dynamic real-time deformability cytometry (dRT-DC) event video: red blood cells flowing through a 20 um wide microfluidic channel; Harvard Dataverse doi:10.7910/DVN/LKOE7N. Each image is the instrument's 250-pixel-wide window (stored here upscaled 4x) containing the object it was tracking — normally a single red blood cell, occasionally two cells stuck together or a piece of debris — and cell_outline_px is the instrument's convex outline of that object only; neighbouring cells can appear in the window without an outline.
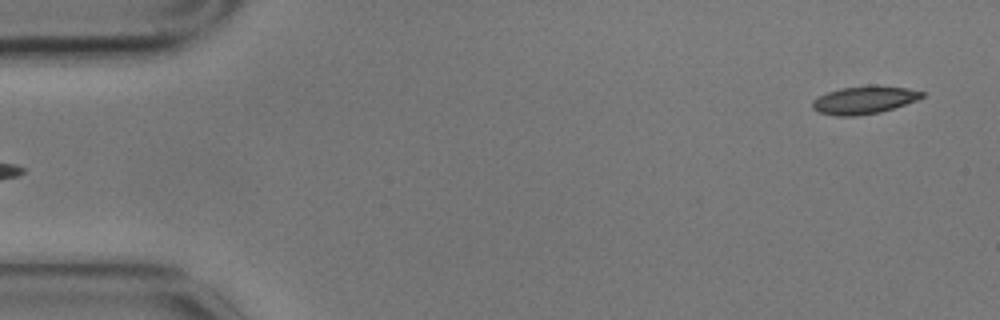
{"species": "common noctule bat (a hibernating species)", "species_latin": "Nyctalus noctula", "temperature_condition": "cold", "stored_images_in_passage": 5, "segment_of_instrument_passage": [2, 2], "camera_frame_rate_fps": 3000, "um_per_image_px": 0.085, "animal": {"sex": "male", "body_mass_g": 17.9}, "frame": {"image": 1, "passage_image": 5, "time_ms": 1.333, "image_size_px": [1000, 320], "cell_outline_px": [[924, 96], [916, 100], [880, 112], [856, 116], [836, 116], [820, 112], [812, 108], [812, 100], [828, 92], [840, 88], [872, 84], [908, 88], [924, 92]], "centroid_in_image_um": [73.45, 8.48], "position_along_channel_um": 11.6, "area_um2": 17.74}}